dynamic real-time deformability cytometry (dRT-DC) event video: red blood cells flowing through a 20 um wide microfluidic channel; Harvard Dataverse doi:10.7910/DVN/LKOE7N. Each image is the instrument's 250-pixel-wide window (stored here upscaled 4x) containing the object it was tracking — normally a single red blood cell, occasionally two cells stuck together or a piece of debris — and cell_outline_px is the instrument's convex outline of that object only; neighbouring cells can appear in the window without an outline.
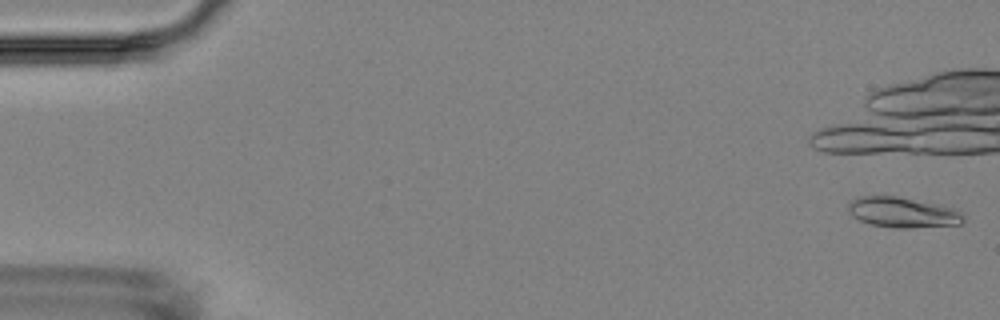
{"species": "Egyptian fruit bat (a non-hibernating species)", "species_latin": "Rousettus aegyptiacus", "temperature_condition": "room temperature", "stored_images_in_passage": 8, "camera_frame_rate_fps": 3000, "um_per_image_px": 0.085, "animal": {"sex": "female"}, "frame": {"image": 1, "passage_image": 1, "time_ms": 0.0, "image_size_px": [1000, 320], "cell_outline_px": [[964, 220], [960, 224], [908, 228], [896, 228], [872, 224], [860, 220], [852, 216], [848, 208], [848, 204], [852, 200], [860, 196], [896, 196], [956, 208], [964, 216]], "centroid_in_image_um": [76.74, 18.05], "position_along_channel_um": 8.3, "area_um2": 20.17}}